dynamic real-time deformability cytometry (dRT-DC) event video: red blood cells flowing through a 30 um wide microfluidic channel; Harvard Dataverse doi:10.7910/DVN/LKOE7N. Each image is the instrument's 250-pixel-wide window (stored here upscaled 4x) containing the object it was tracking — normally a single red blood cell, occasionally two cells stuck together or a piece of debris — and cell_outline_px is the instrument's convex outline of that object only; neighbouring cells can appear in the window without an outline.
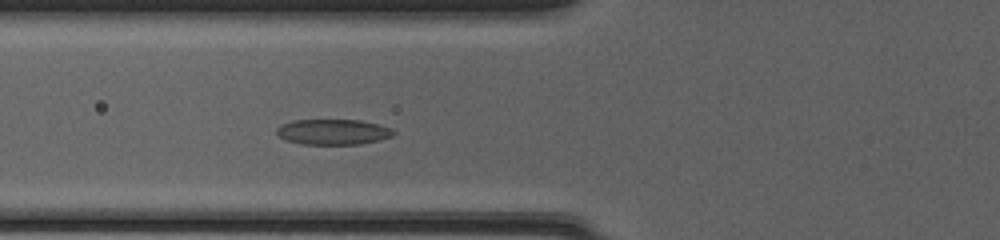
{"species": "common noctule bat (a hibernating species)", "species_latin": "Nyctalus noctula", "temperature_condition": "cold", "stored_images_in_passage": 42, "camera_frame_rate_fps": 3000, "um_per_image_px": 0.085, "animal": {"sex": "female", "body_mass_g": 20.0, "forearm_length_mm": 54.0}, "frame": {"image": 1, "passage_image": 12, "time_ms": 3.667, "image_size_px": [1000, 240], "cell_outline_px": [[396, 132], [392, 136], [380, 140], [360, 144], [300, 144], [276, 136], [276, 128], [280, 124], [292, 120], [360, 120], [380, 124], [392, 128]], "centroid_in_image_um": [28.31, 11.21], "position_along_channel_um": 97.5, "area_um2": 17.57}}
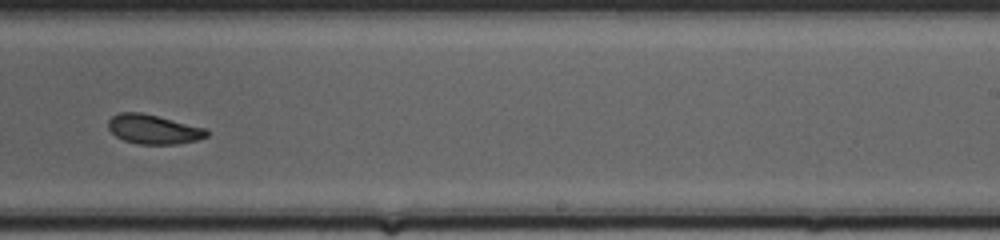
{"frame": {"image": 2, "passage_image": 25, "time_ms": 8.0, "image_size_px": [1000, 240], "cell_outline_px": [[208, 136], [196, 140], [176, 144], [140, 144], [124, 140], [116, 136], [108, 128], [108, 120], [112, 116], [120, 112], [140, 112], [204, 128], [208, 132]], "centroid_in_image_um": [13.0, 10.99], "position_along_channel_um": 276.0, "area_um2": 16.53}}
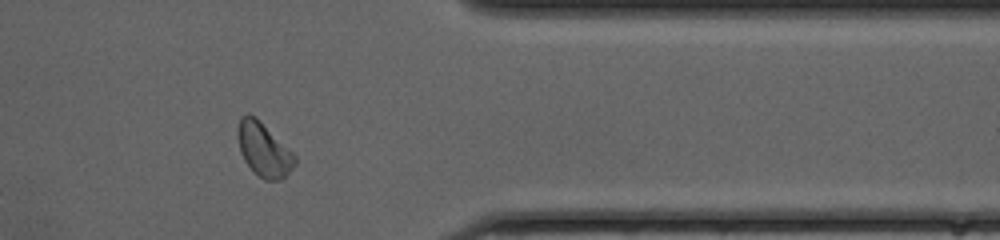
{"frame": {"image": 3, "passage_image": 34, "time_ms": 11.0, "image_size_px": [1000, 240], "cell_outline_px": [[296, 164], [280, 180], [264, 180], [244, 160], [240, 152], [236, 136], [236, 128], [240, 116], [248, 112], [256, 116], [296, 156]], "centroid_in_image_um": [22.37, 12.65], "position_along_channel_um": 389.0, "area_um2": 17.92}, "authors_computed_cell_mechanics": {"area_um2": 17.5134, "velocity_mm_per_s": 4.1184, "shape_relaxation_time_tau1_ms": 3.0281, "shape_relaxation_time_tau2_ms": 4.5084, "deformation_change_tau1": 0.1055, "deformation_change_tau2": 0.0999}}